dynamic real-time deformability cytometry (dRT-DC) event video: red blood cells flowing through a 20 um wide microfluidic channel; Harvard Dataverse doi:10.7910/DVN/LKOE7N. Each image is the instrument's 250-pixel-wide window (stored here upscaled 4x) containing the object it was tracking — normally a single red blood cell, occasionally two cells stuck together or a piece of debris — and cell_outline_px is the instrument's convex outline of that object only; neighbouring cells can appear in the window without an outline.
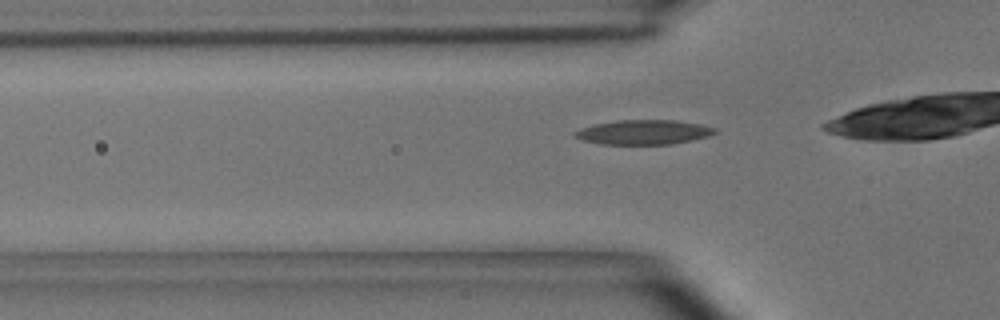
{"species": "common noctule bat (a hibernating species)", "species_latin": "Nyctalus noctula", "temperature_condition": "room temperature", "stored_images_in_passage": 35, "camera_frame_rate_fps": 3000, "um_per_image_px": 0.085, "animal": {"sex": "male", "body_mass_g": 15.6}, "frame": {"image": 1, "passage_image": 11, "time_ms": 3.333, "image_size_px": [1000, 320], "cell_outline_px": [[716, 132], [708, 136], [692, 140], [672, 144], [600, 144], [584, 140], [572, 136], [572, 132], [580, 128], [596, 124], [616, 120], [676, 120], [700, 124], [716, 128]], "centroid_in_image_um": [54.68, 11.23], "position_along_channel_um": 71.1, "area_um2": 20.06}}